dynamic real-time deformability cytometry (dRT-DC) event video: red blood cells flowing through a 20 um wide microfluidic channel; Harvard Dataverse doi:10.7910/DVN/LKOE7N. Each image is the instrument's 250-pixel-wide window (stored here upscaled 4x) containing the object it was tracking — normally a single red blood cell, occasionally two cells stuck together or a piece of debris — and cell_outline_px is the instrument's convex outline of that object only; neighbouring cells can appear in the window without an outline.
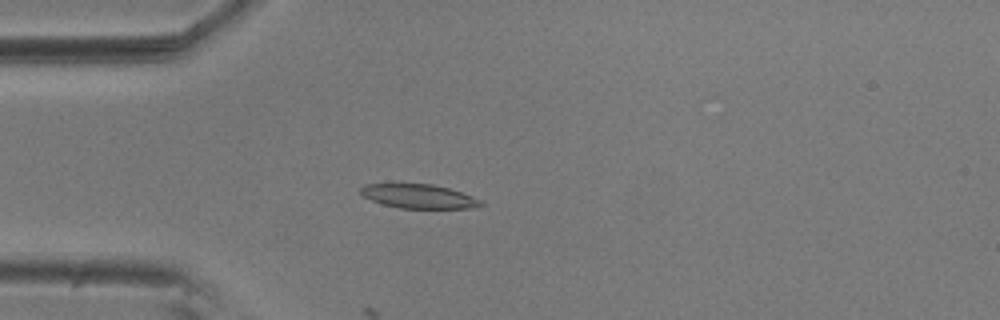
{"species": "common noctule bat (a hibernating species)", "species_latin": "Nyctalus noctula", "temperature_condition": "room temperature", "stored_images_in_passage": 25, "camera_frame_rate_fps": 3000, "um_per_image_px": 0.085, "animal": {"sex": "male", "body_mass_g": 20.5, "forearm_length_mm": 52.5}, "frame": {"image": 1, "passage_image": 15, "time_ms": 4.667, "image_size_px": [1000, 320], "cell_outline_px": [[484, 204], [468, 208], [400, 208], [384, 204], [372, 200], [364, 196], [360, 192], [360, 188], [364, 184], [432, 184], [448, 188], [472, 196], [480, 200]], "centroid_in_image_um": [35.57, 16.68], "position_along_channel_um": 49.4, "area_um2": 16.53}}